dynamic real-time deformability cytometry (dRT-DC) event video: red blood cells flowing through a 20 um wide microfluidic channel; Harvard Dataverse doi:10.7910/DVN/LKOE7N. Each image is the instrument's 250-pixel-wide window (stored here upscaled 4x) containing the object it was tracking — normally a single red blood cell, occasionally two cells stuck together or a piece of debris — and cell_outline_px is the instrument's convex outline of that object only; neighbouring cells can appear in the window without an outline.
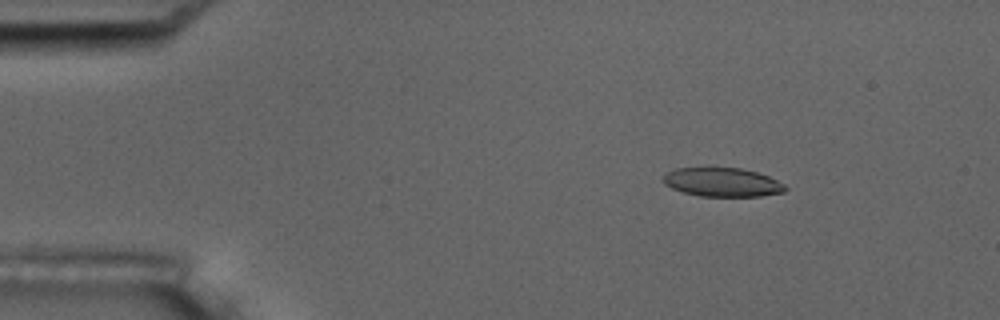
{"species": "common noctule bat (a hibernating species)", "species_latin": "Nyctalus noctula", "temperature_condition": "room temperature", "stored_images_in_passage": 10, "camera_frame_rate_fps": 3000, "um_per_image_px": 0.085, "animal": {"sex": "male", "body_mass_g": 17.5, "forearm_length_mm": 52.3}, "frame": {"image": 1, "passage_image": 2, "time_ms": 1.0, "image_size_px": [1000, 320], "cell_outline_px": [[788, 188], [784, 192], [760, 196], [700, 196], [684, 192], [672, 188], [664, 184], [664, 176], [668, 172], [676, 168], [708, 164], [740, 168], [756, 172], [768, 176], [784, 184]], "centroid_in_image_um": [61.36, 15.43], "position_along_channel_um": 23.6, "area_um2": 21.21}}
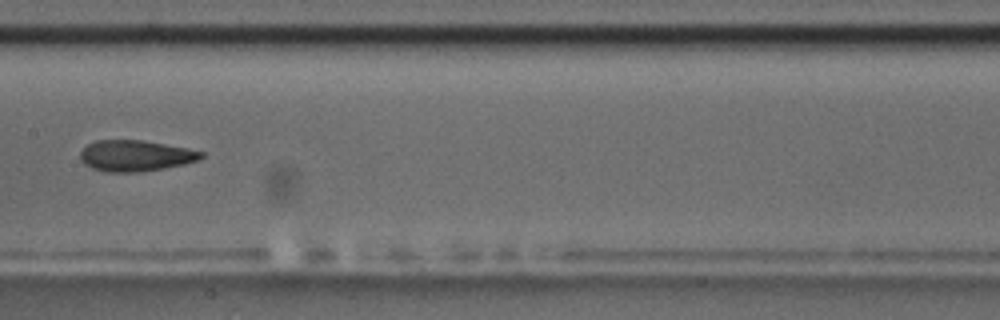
{"frame": {"image": 2, "passage_image": 7, "time_ms": 7.667, "image_size_px": [1000, 320], "cell_outline_px": [[204, 156], [200, 160], [184, 164], [164, 168], [136, 172], [104, 172], [92, 168], [84, 164], [80, 160], [80, 152], [88, 144], [96, 140], [144, 140], [188, 148], [204, 152]], "centroid_in_image_um": [11.52, 13.23], "position_along_channel_um": 195.9, "area_um2": 22.02}}